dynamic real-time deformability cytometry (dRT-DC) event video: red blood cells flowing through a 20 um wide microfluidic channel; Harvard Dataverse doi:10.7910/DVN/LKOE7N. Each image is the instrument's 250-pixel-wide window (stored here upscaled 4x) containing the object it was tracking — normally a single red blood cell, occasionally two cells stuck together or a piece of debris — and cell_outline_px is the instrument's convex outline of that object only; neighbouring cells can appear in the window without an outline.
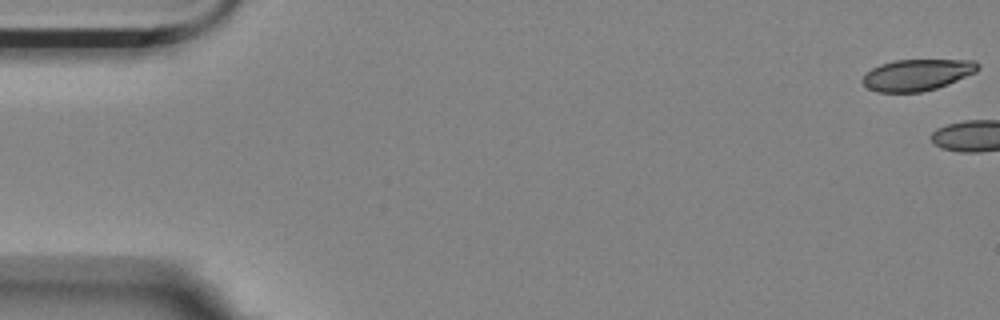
{"species": "Egyptian fruit bat (a non-hibernating species)", "species_latin": "Rousettus aegyptiacus", "temperature_condition": "room temperature", "stored_images_in_passage": 6, "camera_frame_rate_fps": 3000, "um_per_image_px": 0.085, "animal": {"sex": "female"}, "frame": {"image": 1, "passage_image": 1, "time_ms": 0.0, "image_size_px": [1000, 320], "cell_outline_px": [[980, 68], [976, 72], [948, 84], [936, 88], [920, 92], [876, 92], [868, 88], [860, 80], [872, 68], [880, 64], [896, 60], [972, 60], [980, 64]], "centroid_in_image_um": [77.96, 6.36], "position_along_channel_um": 7.0, "area_um2": 21.04}}